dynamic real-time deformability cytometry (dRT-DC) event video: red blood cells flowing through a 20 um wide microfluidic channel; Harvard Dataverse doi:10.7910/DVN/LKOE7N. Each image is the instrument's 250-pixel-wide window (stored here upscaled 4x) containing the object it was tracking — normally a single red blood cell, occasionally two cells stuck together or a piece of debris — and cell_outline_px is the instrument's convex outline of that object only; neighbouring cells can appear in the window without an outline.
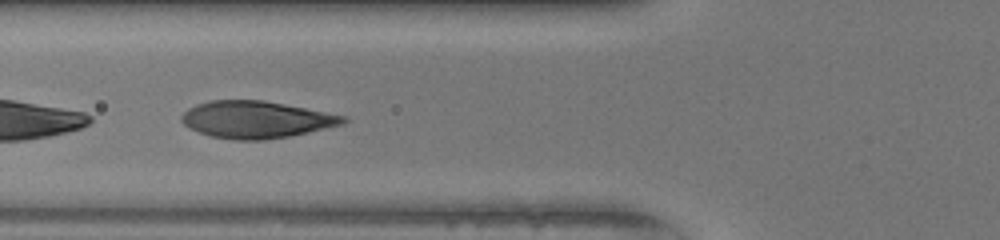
{"species": "human", "species_latin": "Homo sapiens", "temperature_condition": "warm", "stored_images_in_passage": 36, "camera_frame_rate_fps": 3000, "um_per_image_px": 0.085, "donor": {"sex": "female"}, "frame": {"image": 1, "passage_image": 5, "time_ms": 1.333, "image_size_px": [1000, 240], "cell_outline_px": [[348, 120], [344, 124], [288, 136], [264, 140], [232, 140], [212, 136], [200, 132], [184, 124], [180, 120], [180, 116], [188, 108], [196, 104], [208, 100], [264, 100], [348, 116]], "centroid_in_image_um": [21.77, 10.15], "position_along_channel_um": 104.0, "area_um2": 34.85}}
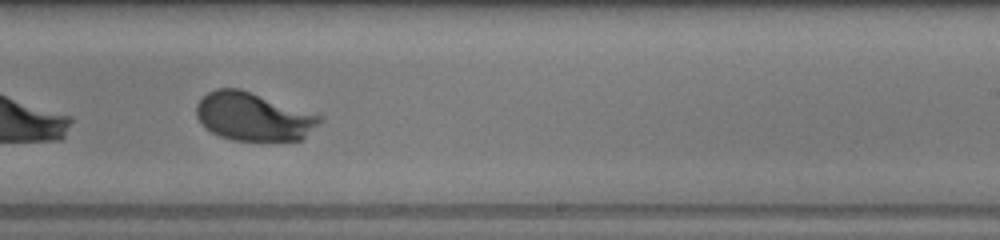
{"frame": {"image": 2, "passage_image": 17, "time_ms": 5.333, "image_size_px": [1000, 240], "cell_outline_px": [[324, 120], [300, 140], [232, 140], [220, 136], [212, 132], [196, 116], [196, 104], [208, 92], [216, 88], [240, 88], [324, 116]], "centroid_in_image_um": [21.56, 9.9], "position_along_channel_um": 267.4, "area_um2": 34.51}}
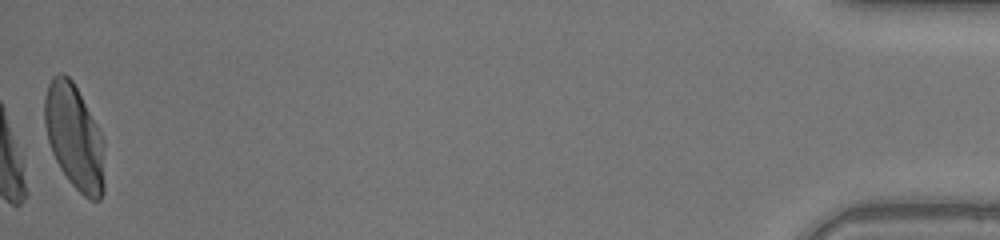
{"frame": {"image": 3, "passage_image": 36, "time_ms": 11.667, "image_size_px": [1000, 240], "cell_outline_px": [[104, 192], [100, 200], [88, 200], [68, 180], [60, 168], [52, 152], [48, 140], [44, 124], [44, 96], [48, 84], [52, 76], [60, 72], [64, 72], [72, 80], [96, 124], [104, 140]], "centroid_in_image_um": [6.32, 11.65], "position_along_channel_um": 428.9, "area_um2": 36.82}, "authors_computed_cell_mechanics": {"area_um2": 35.1135, "velocity_mm_per_s": 4.1048, "shape_relaxation_time_tau1_ms": 2.2673, "shape_relaxation_time_tau2_ms": null, "deformation_change_tau1": 0.1926, "deformation_change_tau2": null}}